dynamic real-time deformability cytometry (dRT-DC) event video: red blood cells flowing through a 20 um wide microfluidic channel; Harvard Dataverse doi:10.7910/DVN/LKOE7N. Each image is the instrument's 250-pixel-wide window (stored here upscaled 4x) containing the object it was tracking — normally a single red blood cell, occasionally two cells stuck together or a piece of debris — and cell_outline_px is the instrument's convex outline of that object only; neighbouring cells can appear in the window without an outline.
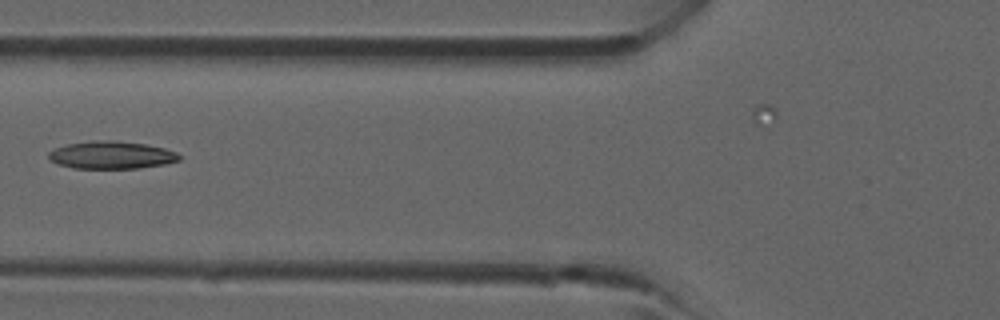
{"species": "common noctule bat (a hibernating species)", "species_latin": "Nyctalus noctula", "temperature_condition": "room temperature", "stored_images_in_passage": 4, "camera_frame_rate_fps": 3000, "um_per_image_px": 0.085, "animal": {"sex": "male", "forearm_length_mm": 52.5}, "frame": {"image": 1, "passage_image": 4, "time_ms": 3.333, "image_size_px": [1000, 320], "cell_outline_px": [[180, 160], [164, 164], [140, 168], [72, 168], [60, 164], [52, 160], [48, 156], [48, 152], [56, 148], [68, 144], [92, 140], [116, 140], [144, 144], [164, 148], [176, 152], [180, 156]], "centroid_in_image_um": [9.49, 13.17], "position_along_channel_um": 116.3, "area_um2": 20.87}}